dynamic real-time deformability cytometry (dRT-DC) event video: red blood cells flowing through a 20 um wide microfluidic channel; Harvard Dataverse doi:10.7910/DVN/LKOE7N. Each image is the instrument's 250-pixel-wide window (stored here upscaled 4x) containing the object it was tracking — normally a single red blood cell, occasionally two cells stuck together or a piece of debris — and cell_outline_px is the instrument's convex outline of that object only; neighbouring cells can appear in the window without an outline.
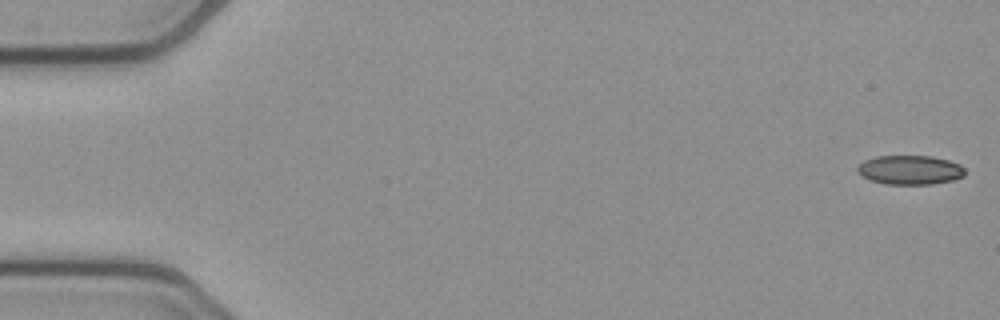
{"species": "common noctule bat (a hibernating species)", "species_latin": "Nyctalus noctula", "temperature_condition": "cold", "stored_images_in_passage": 51, "camera_frame_rate_fps": 3000, "um_per_image_px": 0.085, "animal": {"sex": "female", "body_mass_g": 21.9}, "frame": {"image": 1, "passage_image": 1, "time_ms": 0.0, "image_size_px": [1000, 320], "cell_outline_px": [[964, 176], [952, 180], [932, 184], [884, 184], [872, 180], [864, 176], [856, 168], [864, 160], [876, 156], [932, 156], [948, 160], [960, 164], [964, 168]], "centroid_in_image_um": [77.37, 14.44], "position_along_channel_um": 7.6, "area_um2": 18.15}}
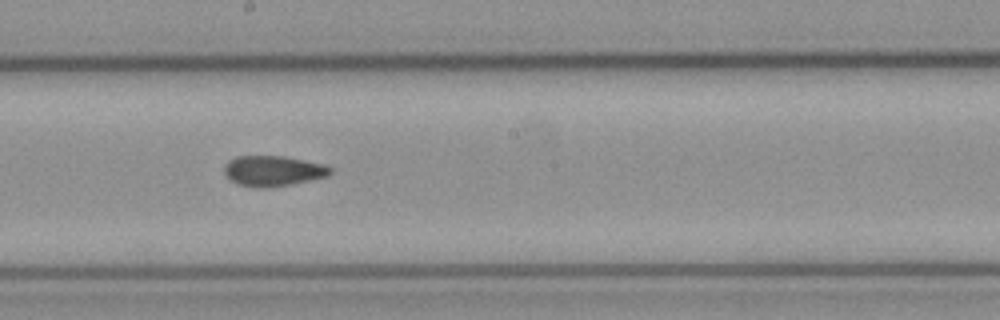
{"frame": {"image": 2, "passage_image": 29, "time_ms": 9.333, "image_size_px": [1000, 320], "cell_outline_px": [[332, 172], [328, 176], [288, 184], [264, 188], [256, 188], [240, 184], [228, 180], [224, 176], [224, 164], [228, 160], [236, 156], [284, 156], [324, 164], [332, 168]], "centroid_in_image_um": [23.16, 14.52], "position_along_channel_um": 225.0, "area_um2": 18.84}}
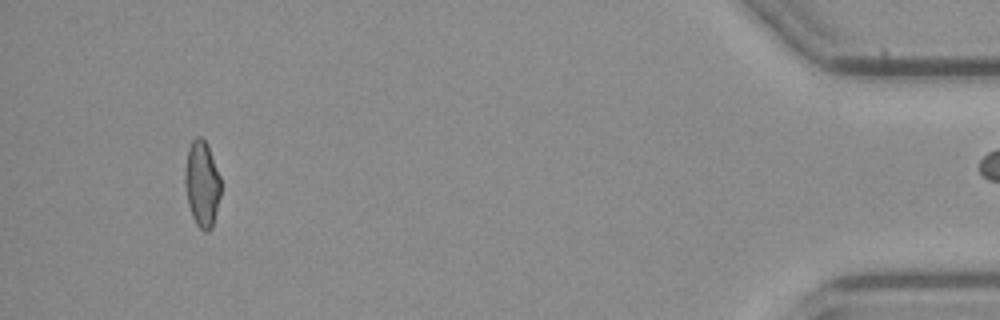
{"frame": {"image": 3, "passage_image": 50, "time_ms": 16.333, "image_size_px": [1000, 320], "cell_outline_px": [[220, 196], [212, 228], [208, 232], [204, 232], [196, 224], [192, 216], [188, 204], [184, 184], [184, 172], [188, 148], [192, 140], [196, 136], [200, 136], [208, 144], [220, 176]], "centroid_in_image_um": [17.16, 15.62], "position_along_channel_um": 418.0, "area_um2": 18.15}}